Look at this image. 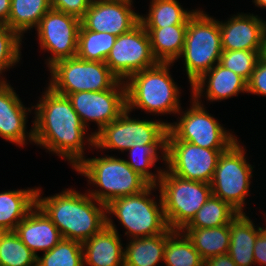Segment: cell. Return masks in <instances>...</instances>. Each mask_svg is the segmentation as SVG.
<instances>
[{"instance_id":"cell-1","label":"cell","mask_w":266,"mask_h":266,"mask_svg":"<svg viewBox=\"0 0 266 266\" xmlns=\"http://www.w3.org/2000/svg\"><path fill=\"white\" fill-rule=\"evenodd\" d=\"M45 89L33 106L34 143L46 152L63 157L74 169L85 158L84 145L94 147V134L87 133L88 129L67 96L54 92L48 86Z\"/></svg>"},{"instance_id":"cell-2","label":"cell","mask_w":266,"mask_h":266,"mask_svg":"<svg viewBox=\"0 0 266 266\" xmlns=\"http://www.w3.org/2000/svg\"><path fill=\"white\" fill-rule=\"evenodd\" d=\"M37 188L36 205L58 228L63 239L83 243L107 225L106 205L88 192L67 188L53 196L42 197Z\"/></svg>"},{"instance_id":"cell-3","label":"cell","mask_w":266,"mask_h":266,"mask_svg":"<svg viewBox=\"0 0 266 266\" xmlns=\"http://www.w3.org/2000/svg\"><path fill=\"white\" fill-rule=\"evenodd\" d=\"M174 63L158 62L155 66L129 76L125 81L126 109H139L151 115L177 114L182 109L178 87L170 67Z\"/></svg>"},{"instance_id":"cell-4","label":"cell","mask_w":266,"mask_h":266,"mask_svg":"<svg viewBox=\"0 0 266 266\" xmlns=\"http://www.w3.org/2000/svg\"><path fill=\"white\" fill-rule=\"evenodd\" d=\"M74 170L88 179V185L96 187V190L87 189V192L104 205L116 198L137 194L149 185L125 159L114 155L85 157Z\"/></svg>"},{"instance_id":"cell-5","label":"cell","mask_w":266,"mask_h":266,"mask_svg":"<svg viewBox=\"0 0 266 266\" xmlns=\"http://www.w3.org/2000/svg\"><path fill=\"white\" fill-rule=\"evenodd\" d=\"M156 189L157 185L149 184L137 194L116 198L106 205V215L118 219L129 239L159 235L169 228L160 191L159 199L151 197L157 196L152 195Z\"/></svg>"},{"instance_id":"cell-6","label":"cell","mask_w":266,"mask_h":266,"mask_svg":"<svg viewBox=\"0 0 266 266\" xmlns=\"http://www.w3.org/2000/svg\"><path fill=\"white\" fill-rule=\"evenodd\" d=\"M196 10L188 19L183 58L190 87L219 63L222 54L219 20Z\"/></svg>"},{"instance_id":"cell-7","label":"cell","mask_w":266,"mask_h":266,"mask_svg":"<svg viewBox=\"0 0 266 266\" xmlns=\"http://www.w3.org/2000/svg\"><path fill=\"white\" fill-rule=\"evenodd\" d=\"M157 186L165 219L172 230H182L212 195L211 184L178 177L166 168Z\"/></svg>"},{"instance_id":"cell-8","label":"cell","mask_w":266,"mask_h":266,"mask_svg":"<svg viewBox=\"0 0 266 266\" xmlns=\"http://www.w3.org/2000/svg\"><path fill=\"white\" fill-rule=\"evenodd\" d=\"M191 105L180 109L177 121L168 125L166 140L186 141L208 149H228L238 139L206 110L201 100L191 96ZM205 107V108H204Z\"/></svg>"},{"instance_id":"cell-9","label":"cell","mask_w":266,"mask_h":266,"mask_svg":"<svg viewBox=\"0 0 266 266\" xmlns=\"http://www.w3.org/2000/svg\"><path fill=\"white\" fill-rule=\"evenodd\" d=\"M48 69L51 73L48 87L63 96L112 89L120 81L105 62L86 61L77 56L56 61Z\"/></svg>"},{"instance_id":"cell-10","label":"cell","mask_w":266,"mask_h":266,"mask_svg":"<svg viewBox=\"0 0 266 266\" xmlns=\"http://www.w3.org/2000/svg\"><path fill=\"white\" fill-rule=\"evenodd\" d=\"M239 142L238 139L221 153L210 184L212 195L227 202L239 213H246L254 165L246 160V148Z\"/></svg>"},{"instance_id":"cell-11","label":"cell","mask_w":266,"mask_h":266,"mask_svg":"<svg viewBox=\"0 0 266 266\" xmlns=\"http://www.w3.org/2000/svg\"><path fill=\"white\" fill-rule=\"evenodd\" d=\"M130 113L126 109L116 120L97 132L94 135V149L119 150L123 153L136 145L166 144L170 122L135 119L130 117Z\"/></svg>"},{"instance_id":"cell-12","label":"cell","mask_w":266,"mask_h":266,"mask_svg":"<svg viewBox=\"0 0 266 266\" xmlns=\"http://www.w3.org/2000/svg\"><path fill=\"white\" fill-rule=\"evenodd\" d=\"M81 19L78 17L50 9L36 27L40 49L51 53L46 60L47 66L56 61L77 56L78 32Z\"/></svg>"},{"instance_id":"cell-13","label":"cell","mask_w":266,"mask_h":266,"mask_svg":"<svg viewBox=\"0 0 266 266\" xmlns=\"http://www.w3.org/2000/svg\"><path fill=\"white\" fill-rule=\"evenodd\" d=\"M227 149H208L186 141L166 140V169L181 178L210 184Z\"/></svg>"},{"instance_id":"cell-14","label":"cell","mask_w":266,"mask_h":266,"mask_svg":"<svg viewBox=\"0 0 266 266\" xmlns=\"http://www.w3.org/2000/svg\"><path fill=\"white\" fill-rule=\"evenodd\" d=\"M157 63L148 32L140 23L128 33L117 36L105 60L109 69L122 81Z\"/></svg>"},{"instance_id":"cell-15","label":"cell","mask_w":266,"mask_h":266,"mask_svg":"<svg viewBox=\"0 0 266 266\" xmlns=\"http://www.w3.org/2000/svg\"><path fill=\"white\" fill-rule=\"evenodd\" d=\"M66 96L87 129L90 122L97 124L94 135L126 110V87L122 80L112 89L75 92Z\"/></svg>"},{"instance_id":"cell-16","label":"cell","mask_w":266,"mask_h":266,"mask_svg":"<svg viewBox=\"0 0 266 266\" xmlns=\"http://www.w3.org/2000/svg\"><path fill=\"white\" fill-rule=\"evenodd\" d=\"M133 0H93L81 25L93 32L119 36L131 31L140 23V14L132 9Z\"/></svg>"},{"instance_id":"cell-17","label":"cell","mask_w":266,"mask_h":266,"mask_svg":"<svg viewBox=\"0 0 266 266\" xmlns=\"http://www.w3.org/2000/svg\"><path fill=\"white\" fill-rule=\"evenodd\" d=\"M258 15L237 13L219 21L222 51L248 50L265 54L266 21Z\"/></svg>"},{"instance_id":"cell-18","label":"cell","mask_w":266,"mask_h":266,"mask_svg":"<svg viewBox=\"0 0 266 266\" xmlns=\"http://www.w3.org/2000/svg\"><path fill=\"white\" fill-rule=\"evenodd\" d=\"M9 84L0 82V137L18 147H23L28 144V141L34 142L33 124L30 132L26 130L27 115L31 114L33 107H25L19 95Z\"/></svg>"},{"instance_id":"cell-19","label":"cell","mask_w":266,"mask_h":266,"mask_svg":"<svg viewBox=\"0 0 266 266\" xmlns=\"http://www.w3.org/2000/svg\"><path fill=\"white\" fill-rule=\"evenodd\" d=\"M112 217L97 234L82 243L83 265L124 266V247Z\"/></svg>"},{"instance_id":"cell-20","label":"cell","mask_w":266,"mask_h":266,"mask_svg":"<svg viewBox=\"0 0 266 266\" xmlns=\"http://www.w3.org/2000/svg\"><path fill=\"white\" fill-rule=\"evenodd\" d=\"M239 93H247V81L220 63L214 65L191 86V96L201 100L205 95L210 103L233 98Z\"/></svg>"},{"instance_id":"cell-21","label":"cell","mask_w":266,"mask_h":266,"mask_svg":"<svg viewBox=\"0 0 266 266\" xmlns=\"http://www.w3.org/2000/svg\"><path fill=\"white\" fill-rule=\"evenodd\" d=\"M14 232L37 257L38 251L47 252L63 239L58 228L37 205L17 225Z\"/></svg>"},{"instance_id":"cell-22","label":"cell","mask_w":266,"mask_h":266,"mask_svg":"<svg viewBox=\"0 0 266 266\" xmlns=\"http://www.w3.org/2000/svg\"><path fill=\"white\" fill-rule=\"evenodd\" d=\"M254 221L239 213L230 223V244L228 254L237 266L255 265L253 248L261 226H255Z\"/></svg>"},{"instance_id":"cell-23","label":"cell","mask_w":266,"mask_h":266,"mask_svg":"<svg viewBox=\"0 0 266 266\" xmlns=\"http://www.w3.org/2000/svg\"><path fill=\"white\" fill-rule=\"evenodd\" d=\"M37 188L0 192V232L14 231L36 206Z\"/></svg>"},{"instance_id":"cell-24","label":"cell","mask_w":266,"mask_h":266,"mask_svg":"<svg viewBox=\"0 0 266 266\" xmlns=\"http://www.w3.org/2000/svg\"><path fill=\"white\" fill-rule=\"evenodd\" d=\"M154 58L162 63H175L183 51L187 25L145 28Z\"/></svg>"},{"instance_id":"cell-25","label":"cell","mask_w":266,"mask_h":266,"mask_svg":"<svg viewBox=\"0 0 266 266\" xmlns=\"http://www.w3.org/2000/svg\"><path fill=\"white\" fill-rule=\"evenodd\" d=\"M167 230L154 236L130 239L124 247V266H156L164 259Z\"/></svg>"},{"instance_id":"cell-26","label":"cell","mask_w":266,"mask_h":266,"mask_svg":"<svg viewBox=\"0 0 266 266\" xmlns=\"http://www.w3.org/2000/svg\"><path fill=\"white\" fill-rule=\"evenodd\" d=\"M181 231L192 242L204 261L210 257L228 253L229 225L213 228H183Z\"/></svg>"},{"instance_id":"cell-27","label":"cell","mask_w":266,"mask_h":266,"mask_svg":"<svg viewBox=\"0 0 266 266\" xmlns=\"http://www.w3.org/2000/svg\"><path fill=\"white\" fill-rule=\"evenodd\" d=\"M50 9V0H11L6 25L23 39L25 33L36 29L41 18Z\"/></svg>"},{"instance_id":"cell-28","label":"cell","mask_w":266,"mask_h":266,"mask_svg":"<svg viewBox=\"0 0 266 266\" xmlns=\"http://www.w3.org/2000/svg\"><path fill=\"white\" fill-rule=\"evenodd\" d=\"M197 9L185 10L177 0H151L147 15L140 14L144 28H163L170 25H187Z\"/></svg>"},{"instance_id":"cell-29","label":"cell","mask_w":266,"mask_h":266,"mask_svg":"<svg viewBox=\"0 0 266 266\" xmlns=\"http://www.w3.org/2000/svg\"><path fill=\"white\" fill-rule=\"evenodd\" d=\"M126 152H129L128 157H130L129 160L125 159L126 163L149 184L157 185L164 169L158 167L156 174H153L151 168L156 167L155 163L159 161L160 157V160L166 163V144L136 145Z\"/></svg>"},{"instance_id":"cell-30","label":"cell","mask_w":266,"mask_h":266,"mask_svg":"<svg viewBox=\"0 0 266 266\" xmlns=\"http://www.w3.org/2000/svg\"><path fill=\"white\" fill-rule=\"evenodd\" d=\"M163 264L166 266H204V260L181 230L167 229Z\"/></svg>"},{"instance_id":"cell-31","label":"cell","mask_w":266,"mask_h":266,"mask_svg":"<svg viewBox=\"0 0 266 266\" xmlns=\"http://www.w3.org/2000/svg\"><path fill=\"white\" fill-rule=\"evenodd\" d=\"M239 214L230 204L211 195L184 228H213L229 223Z\"/></svg>"},{"instance_id":"cell-32","label":"cell","mask_w":266,"mask_h":266,"mask_svg":"<svg viewBox=\"0 0 266 266\" xmlns=\"http://www.w3.org/2000/svg\"><path fill=\"white\" fill-rule=\"evenodd\" d=\"M117 36L105 32H93L80 25L77 57L86 61L105 62Z\"/></svg>"},{"instance_id":"cell-33","label":"cell","mask_w":266,"mask_h":266,"mask_svg":"<svg viewBox=\"0 0 266 266\" xmlns=\"http://www.w3.org/2000/svg\"><path fill=\"white\" fill-rule=\"evenodd\" d=\"M0 266H37V256L14 231L0 232Z\"/></svg>"},{"instance_id":"cell-34","label":"cell","mask_w":266,"mask_h":266,"mask_svg":"<svg viewBox=\"0 0 266 266\" xmlns=\"http://www.w3.org/2000/svg\"><path fill=\"white\" fill-rule=\"evenodd\" d=\"M37 266H84L82 243L62 239L43 256L37 257Z\"/></svg>"},{"instance_id":"cell-35","label":"cell","mask_w":266,"mask_h":266,"mask_svg":"<svg viewBox=\"0 0 266 266\" xmlns=\"http://www.w3.org/2000/svg\"><path fill=\"white\" fill-rule=\"evenodd\" d=\"M21 45L22 38L6 24H0V82H8L2 73L19 63Z\"/></svg>"},{"instance_id":"cell-36","label":"cell","mask_w":266,"mask_h":266,"mask_svg":"<svg viewBox=\"0 0 266 266\" xmlns=\"http://www.w3.org/2000/svg\"><path fill=\"white\" fill-rule=\"evenodd\" d=\"M260 56L257 51H222L219 63L248 81Z\"/></svg>"},{"instance_id":"cell-37","label":"cell","mask_w":266,"mask_h":266,"mask_svg":"<svg viewBox=\"0 0 266 266\" xmlns=\"http://www.w3.org/2000/svg\"><path fill=\"white\" fill-rule=\"evenodd\" d=\"M247 93L266 96V54L259 57L254 71L247 81Z\"/></svg>"},{"instance_id":"cell-38","label":"cell","mask_w":266,"mask_h":266,"mask_svg":"<svg viewBox=\"0 0 266 266\" xmlns=\"http://www.w3.org/2000/svg\"><path fill=\"white\" fill-rule=\"evenodd\" d=\"M93 0H50L51 9L71 14L81 19Z\"/></svg>"},{"instance_id":"cell-39","label":"cell","mask_w":266,"mask_h":266,"mask_svg":"<svg viewBox=\"0 0 266 266\" xmlns=\"http://www.w3.org/2000/svg\"><path fill=\"white\" fill-rule=\"evenodd\" d=\"M253 251L255 264L266 266V227L260 228Z\"/></svg>"},{"instance_id":"cell-40","label":"cell","mask_w":266,"mask_h":266,"mask_svg":"<svg viewBox=\"0 0 266 266\" xmlns=\"http://www.w3.org/2000/svg\"><path fill=\"white\" fill-rule=\"evenodd\" d=\"M204 266H237L228 253L210 257L204 261Z\"/></svg>"},{"instance_id":"cell-41","label":"cell","mask_w":266,"mask_h":266,"mask_svg":"<svg viewBox=\"0 0 266 266\" xmlns=\"http://www.w3.org/2000/svg\"><path fill=\"white\" fill-rule=\"evenodd\" d=\"M11 0H0V24H6L10 15Z\"/></svg>"},{"instance_id":"cell-42","label":"cell","mask_w":266,"mask_h":266,"mask_svg":"<svg viewBox=\"0 0 266 266\" xmlns=\"http://www.w3.org/2000/svg\"><path fill=\"white\" fill-rule=\"evenodd\" d=\"M256 7L266 9V0H252Z\"/></svg>"}]
</instances>
